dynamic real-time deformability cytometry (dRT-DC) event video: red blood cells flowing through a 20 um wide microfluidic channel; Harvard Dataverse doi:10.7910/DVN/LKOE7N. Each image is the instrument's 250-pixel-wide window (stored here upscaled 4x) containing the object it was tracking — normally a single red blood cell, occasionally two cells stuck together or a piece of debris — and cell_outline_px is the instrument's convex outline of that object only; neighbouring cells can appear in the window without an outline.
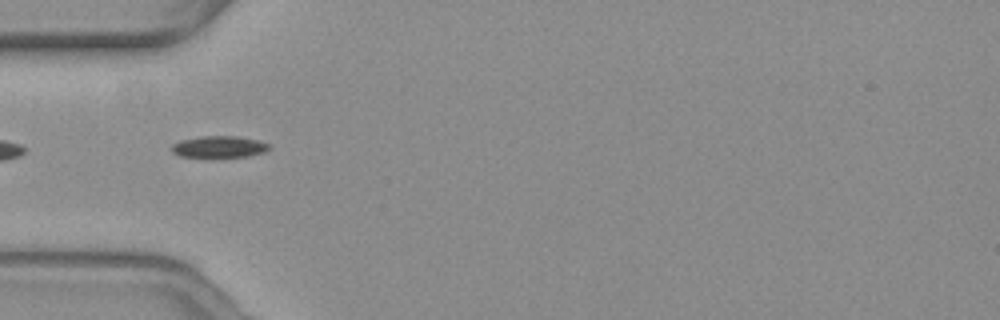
{"species": "common noctule bat (a hibernating species)", "species_latin": "Nyctalus noctula", "temperature_condition": "warm", "stored_images_in_passage": 13, "camera_frame_rate_fps": 3000, "um_per_image_px": 0.085, "animal": {"sex": "female", "body_mass_g": 19.3, "forearm_length_mm": 54.1}, "frame": {"image": 1, "passage_image": 4, "time_ms": 1.0, "image_size_px": [1000, 320], "cell_outline_px": [[268, 148], [264, 152], [248, 156], [212, 160], [204, 160], [180, 156], [172, 152], [172, 144], [180, 140], [200, 136], [236, 136], [260, 140], [268, 144]], "centroid_in_image_um": [18.56, 12.53], "position_along_channel_um": 66.4, "area_um2": 13.12}}
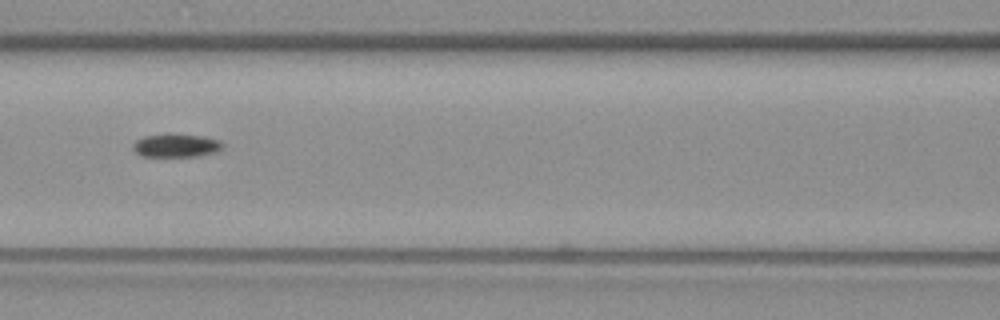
{"frame": {"image": 2, "passage_image": 11, "time_ms": 3.333, "image_size_px": [1000, 320], "cell_outline_px": [[224, 144], [216, 152], [196, 156], [144, 156], [136, 152], [132, 148], [132, 144], [136, 140], [144, 136], [168, 132], [204, 136], [220, 140]], "centroid_in_image_um": [14.95, 12.33], "position_along_channel_um": 151.6, "area_um2": 12.43}}